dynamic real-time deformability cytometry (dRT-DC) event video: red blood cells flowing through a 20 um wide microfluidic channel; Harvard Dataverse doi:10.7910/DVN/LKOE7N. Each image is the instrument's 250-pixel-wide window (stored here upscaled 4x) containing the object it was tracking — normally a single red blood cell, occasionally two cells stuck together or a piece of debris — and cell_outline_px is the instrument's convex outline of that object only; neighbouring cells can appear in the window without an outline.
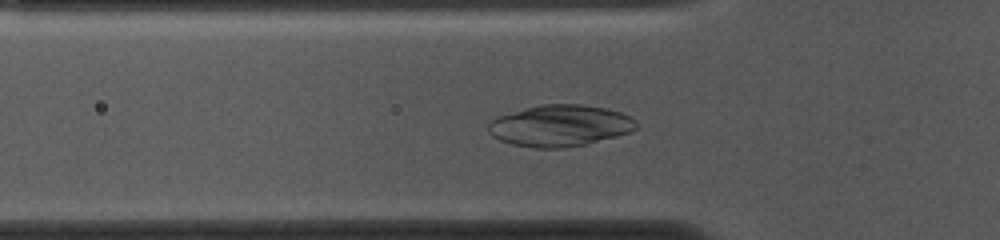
{"species": "common noctule bat (a hibernating species)", "species_latin": "Nyctalus noctula", "temperature_condition": "cold", "stored_images_in_passage": 52, "camera_frame_rate_fps": 3000, "um_per_image_px": 0.085, "animal": {"sex": "female", "body_mass_g": 10.0, "forearm_length_mm": 53.1}, "frame": {"image": 1, "passage_image": 15, "time_ms": 4.667, "image_size_px": [1000, 240], "cell_outline_px": [[636, 128], [628, 132], [616, 136], [584, 144], [564, 148], [536, 148], [512, 144], [500, 140], [492, 136], [488, 132], [488, 124], [496, 116], [540, 104], [580, 104], [604, 108], [620, 112], [636, 120]], "centroid_in_image_um": [47.55, 10.68], "position_along_channel_um": 78.2, "area_um2": 35.55}}
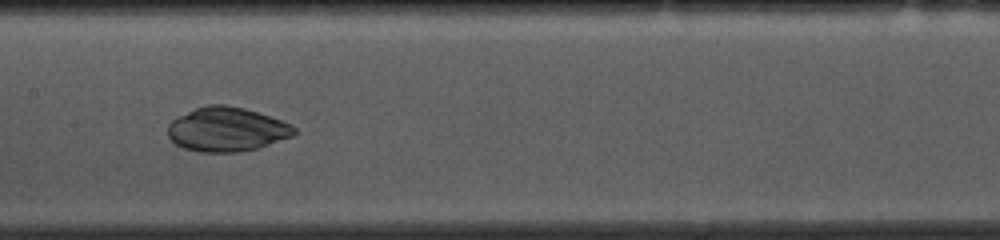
{"frame": {"image": 2, "passage_image": 24, "time_ms": 7.667, "image_size_px": [1000, 240], "cell_outline_px": [[296, 132], [292, 136], [260, 148], [240, 152], [200, 152], [184, 148], [176, 144], [168, 136], [168, 124], [176, 116], [196, 108], [208, 104], [224, 104], [244, 108], [292, 124], [296, 128]], "centroid_in_image_um": [19.27, 11.0], "position_along_channel_um": 188.1, "area_um2": 32.66}}
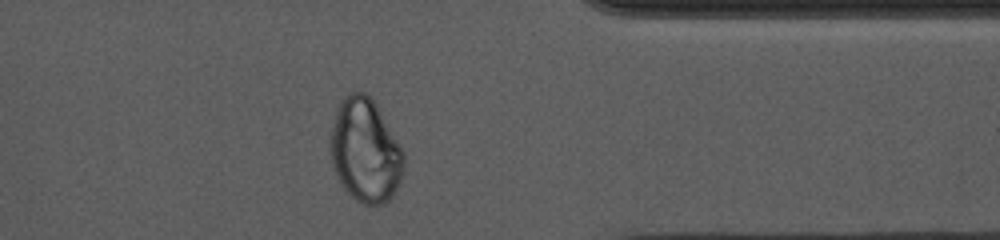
{"frame": {"image": 3, "passage_image": 41, "time_ms": 13.333, "image_size_px": [1000, 240], "cell_outline_px": [[404, 168], [400, 184], [392, 196], [388, 200], [380, 204], [364, 204], [356, 200], [344, 188], [332, 164], [332, 124], [336, 112], [344, 96], [352, 92], [364, 92], [372, 96], [400, 144], [404, 152]], "centroid_in_image_um": [31.1, 12.78], "position_along_channel_um": 380.3, "area_um2": 43.99}}